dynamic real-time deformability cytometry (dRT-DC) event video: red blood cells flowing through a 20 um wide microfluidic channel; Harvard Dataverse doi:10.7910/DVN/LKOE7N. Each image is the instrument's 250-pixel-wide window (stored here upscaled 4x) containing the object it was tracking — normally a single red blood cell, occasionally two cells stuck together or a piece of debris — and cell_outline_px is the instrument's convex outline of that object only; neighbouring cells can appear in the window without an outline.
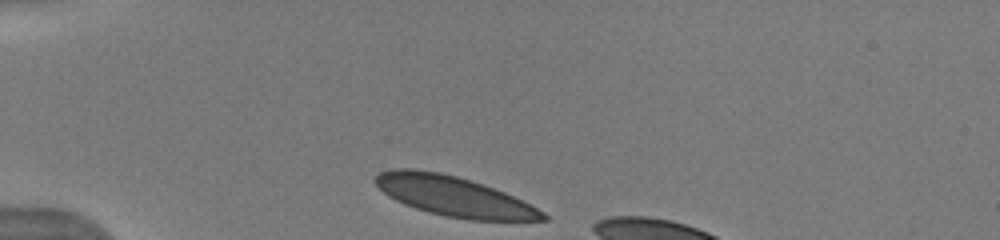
{"species": "human", "species_latin": "Homo sapiens", "temperature_condition": "warm", "stored_images_in_passage": 8, "camera_frame_rate_fps": 3000, "um_per_image_px": 0.085, "donor": {"sex": "male"}, "frame": {"image": 1, "passage_image": 1, "time_ms": 0.0, "image_size_px": [1000, 240], "cell_outline_px": [[548, 220], [468, 220], [428, 212], [404, 204], [388, 196], [372, 180], [380, 172], [396, 168], [412, 168], [440, 172], [456, 176], [484, 184], [504, 192], [544, 212], [548, 216]], "centroid_in_image_um": [38.55, 16.67], "position_along_channel_um": 46.5, "area_um2": 38.61}}